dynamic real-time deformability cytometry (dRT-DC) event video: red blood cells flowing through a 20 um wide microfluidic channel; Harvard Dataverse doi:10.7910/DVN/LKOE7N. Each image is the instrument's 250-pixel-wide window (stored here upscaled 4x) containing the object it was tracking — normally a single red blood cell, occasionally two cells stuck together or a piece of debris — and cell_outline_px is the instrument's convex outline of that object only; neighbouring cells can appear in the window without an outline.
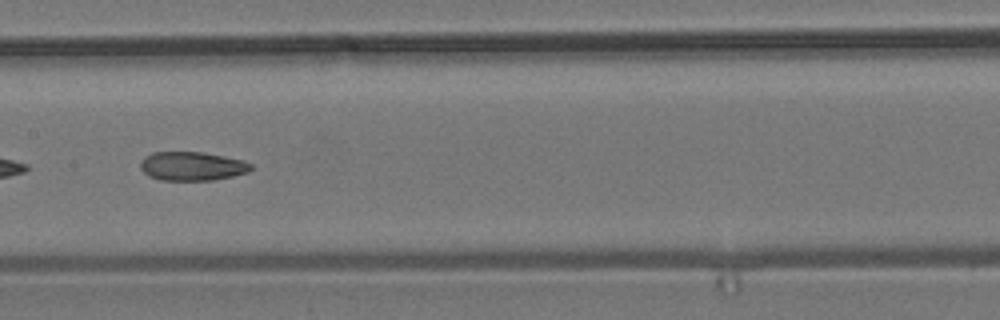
{"species": "common noctule bat (a hibernating species)", "species_latin": "Nyctalus noctula", "temperature_condition": "room temperature", "stored_images_in_passage": 37, "camera_frame_rate_fps": 3000, "um_per_image_px": 0.085, "animal": {"sex": "male", "body_mass_g": 19.2, "forearm_length_mm": 51.8}, "frame": {"image": 1, "passage_image": 16, "time_ms": 5.0, "image_size_px": [1000, 320], "cell_outline_px": [[252, 168], [248, 172], [216, 180], [160, 180], [148, 176], [140, 168], [140, 164], [144, 156], [152, 152], [204, 152], [244, 160], [252, 164]], "centroid_in_image_um": [16.32, 14.12], "position_along_channel_um": 191.1, "area_um2": 18.73}, "authors_computed_cell_mechanics": {"area_um2": 19.3052, "velocity_mm_per_s": 3.7019, "shape_relaxation_time_tau1_ms": null, "shape_relaxation_time_tau2_ms": 3.2078, "deformation_change_tau1": null, "deformation_change_tau2": 0.0905}}